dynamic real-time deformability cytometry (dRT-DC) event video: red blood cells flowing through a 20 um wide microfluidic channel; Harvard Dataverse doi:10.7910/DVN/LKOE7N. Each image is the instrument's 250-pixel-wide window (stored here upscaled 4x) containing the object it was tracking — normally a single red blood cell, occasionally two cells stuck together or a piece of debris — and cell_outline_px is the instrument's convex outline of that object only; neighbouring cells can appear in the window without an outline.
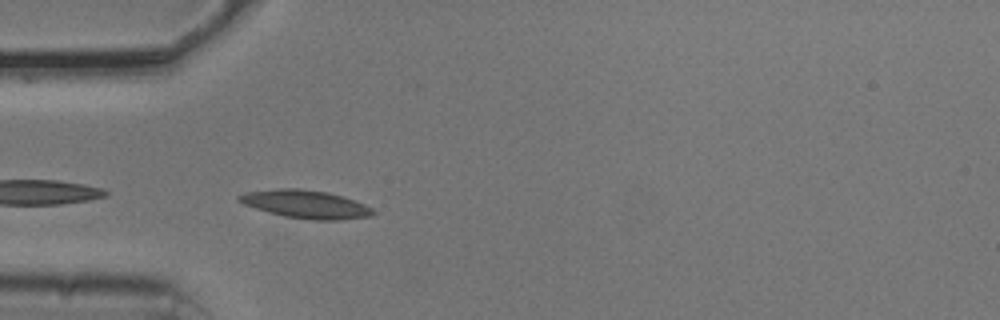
{"species": "common noctule bat (a hibernating species)", "species_latin": "Nyctalus noctula", "temperature_condition": "cold", "stored_images_in_passage": 32, "camera_frame_rate_fps": 3000, "um_per_image_px": 0.085, "animal": {"sex": "male", "body_mass_g": 20.5, "forearm_length_mm": 52.5}, "frame": {"image": 1, "passage_image": 2, "time_ms": 0.333, "image_size_px": [1000, 320], "cell_outline_px": [[376, 212], [372, 216], [340, 220], [312, 220], [284, 216], [268, 212], [244, 204], [236, 200], [236, 196], [244, 192], [280, 188], [300, 188], [328, 192], [364, 204], [372, 208]], "centroid_in_image_um": [25.96, 17.36], "position_along_channel_um": 59.0, "area_um2": 21.96}}
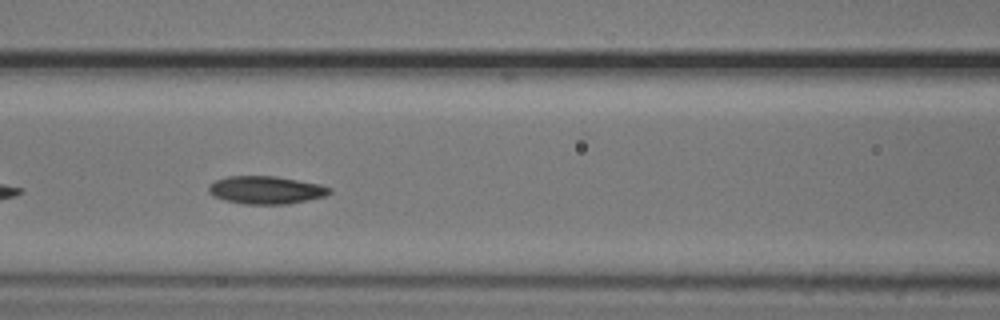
{"frame": {"image": 2, "passage_image": 9, "time_ms": 2.667, "image_size_px": [1000, 320], "cell_outline_px": [[332, 192], [324, 196], [308, 200], [288, 204], [244, 204], [224, 200], [208, 192], [208, 188], [216, 180], [228, 176], [276, 176], [320, 184], [332, 188]], "centroid_in_image_um": [22.64, 16.15], "position_along_channel_um": 144.0, "area_um2": 19.54}}
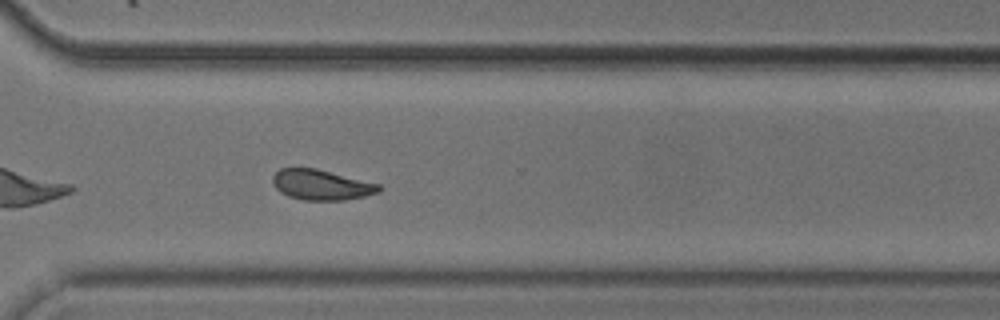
{"frame": {"image": 3, "passage_image": 25, "time_ms": 8.0, "image_size_px": [1000, 320], "cell_outline_px": [[384, 188], [380, 192], [364, 196], [344, 200], [304, 200], [288, 196], [280, 192], [276, 188], [272, 180], [272, 176], [280, 168], [316, 168], [380, 184]], "centroid_in_image_um": [27.33, 15.71], "position_along_channel_um": 343.3, "area_um2": 18.84}, "authors_computed_cell_mechanics": {"area_um2": 19.3919, "velocity_mm_per_s": 3.7502, "shape_relaxation_time_tau1_ms": null, "shape_relaxation_time_tau2_ms": 4.4742, "deformation_change_tau1": null, "deformation_change_tau2": 0.104}}